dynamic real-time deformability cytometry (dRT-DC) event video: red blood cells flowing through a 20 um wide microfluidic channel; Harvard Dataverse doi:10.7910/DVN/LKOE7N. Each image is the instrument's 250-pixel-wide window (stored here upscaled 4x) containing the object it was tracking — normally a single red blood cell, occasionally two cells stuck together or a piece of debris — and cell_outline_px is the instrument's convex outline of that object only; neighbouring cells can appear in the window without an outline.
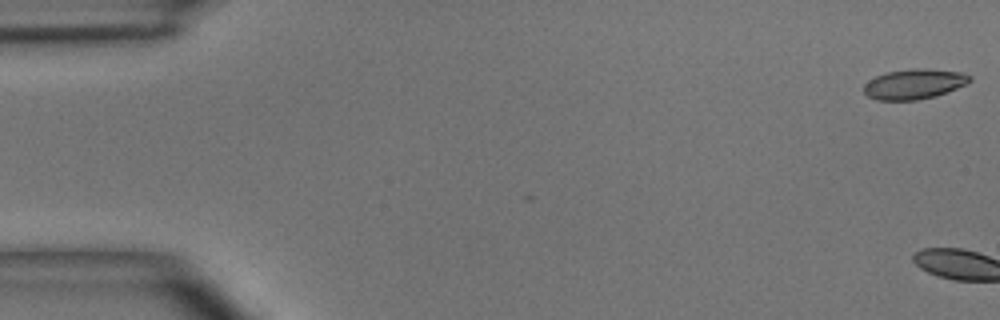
{"species": "common noctule bat (a hibernating species)", "species_latin": "Nyctalus noctula", "temperature_condition": "room temperature", "stored_images_in_passage": 5, "camera_frame_rate_fps": 3000, "um_per_image_px": 0.085, "animal": {"sex": "male", "body_mass_g": 15.6}, "frame": {"image": 1, "passage_image": 1, "time_ms": 0.0, "image_size_px": [1000, 320], "cell_outline_px": [[972, 80], [968, 84], [936, 96], [916, 100], [876, 100], [868, 96], [864, 92], [864, 84], [868, 80], [876, 76], [888, 72], [912, 68], [924, 68], [960, 72], [972, 76]], "centroid_in_image_um": [77.72, 7.14], "position_along_channel_um": 7.3, "area_um2": 18.67}}